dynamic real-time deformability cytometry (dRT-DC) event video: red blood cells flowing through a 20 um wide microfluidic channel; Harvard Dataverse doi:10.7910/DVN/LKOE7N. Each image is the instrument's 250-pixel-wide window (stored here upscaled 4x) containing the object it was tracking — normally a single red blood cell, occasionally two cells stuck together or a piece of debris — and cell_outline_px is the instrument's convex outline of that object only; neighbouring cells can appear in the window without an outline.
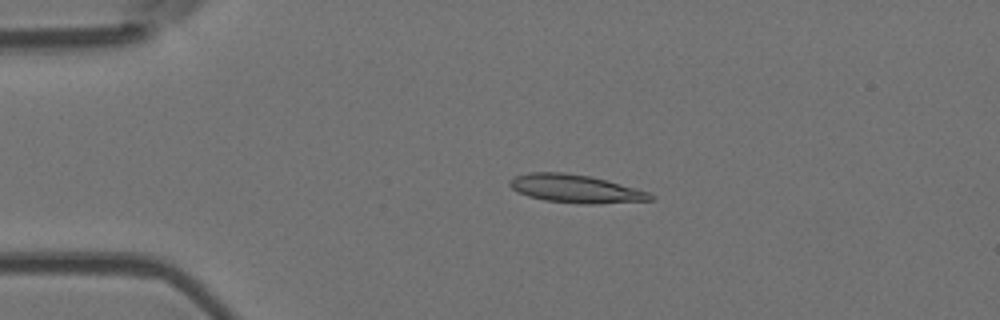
{"species": "Egyptian fruit bat (a non-hibernating species)", "species_latin": "Rousettus aegyptiacus", "temperature_condition": "room temperature", "stored_images_in_passage": 4, "camera_frame_rate_fps": 3000, "um_per_image_px": 0.085, "animal": {"sex": "female"}, "frame": {"image": 1, "passage_image": 3, "time_ms": 0.667, "image_size_px": [1000, 320], "cell_outline_px": [[656, 196], [652, 200], [592, 204], [584, 204], [544, 200], [528, 196], [516, 192], [508, 184], [508, 180], [512, 176], [528, 172], [564, 172], [592, 176], [648, 192]], "centroid_in_image_um": [48.85, 16.03], "position_along_channel_um": 36.1, "area_um2": 23.18}}